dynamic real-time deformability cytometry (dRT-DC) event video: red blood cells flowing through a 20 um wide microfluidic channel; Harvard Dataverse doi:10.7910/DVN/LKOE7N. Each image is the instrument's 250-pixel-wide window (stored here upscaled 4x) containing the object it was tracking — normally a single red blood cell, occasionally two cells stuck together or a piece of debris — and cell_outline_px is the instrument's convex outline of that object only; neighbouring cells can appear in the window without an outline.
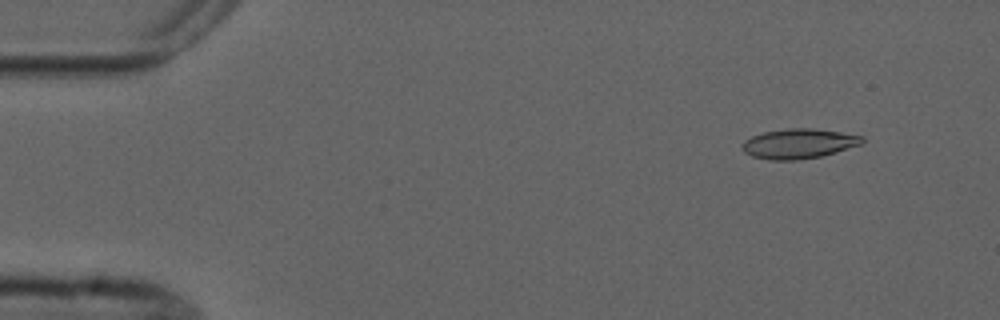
{"species": "common noctule bat (a hibernating species)", "species_latin": "Nyctalus noctula", "temperature_condition": "cold", "stored_images_in_passage": 5, "camera_frame_rate_fps": 3000, "um_per_image_px": 0.085, "animal": {"sex": "male", "forearm_length_mm": 52.5}, "frame": {"image": 1, "passage_image": 2, "time_ms": 1.333, "image_size_px": [1000, 320], "cell_outline_px": [[864, 140], [860, 144], [836, 152], [820, 156], [796, 160], [772, 160], [752, 156], [744, 152], [740, 148], [740, 144], [744, 140], [752, 136], [764, 132], [788, 128], [812, 128], [840, 132], [864, 136]], "centroid_in_image_um": [67.85, 12.2], "position_along_channel_um": 17.2, "area_um2": 20.81}}
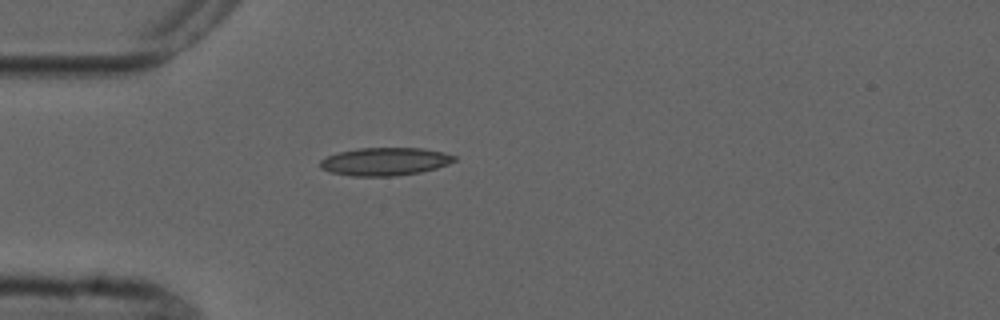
{"frame": {"image": 2, "passage_image": 5, "time_ms": 4.667, "image_size_px": [1000, 320], "cell_outline_px": [[456, 160], [448, 164], [436, 168], [420, 172], [396, 176], [352, 176], [328, 172], [320, 168], [320, 160], [328, 156], [340, 152], [360, 148], [424, 148], [444, 152], [456, 156]], "centroid_in_image_um": [32.73, 13.73], "position_along_channel_um": 52.3, "area_um2": 21.91}}